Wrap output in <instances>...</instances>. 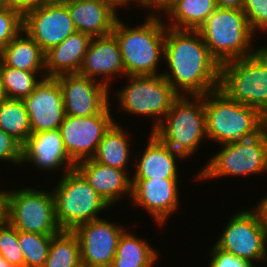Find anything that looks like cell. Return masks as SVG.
<instances>
[{
  "label": "cell",
  "mask_w": 267,
  "mask_h": 267,
  "mask_svg": "<svg viewBox=\"0 0 267 267\" xmlns=\"http://www.w3.org/2000/svg\"><path fill=\"white\" fill-rule=\"evenodd\" d=\"M163 61L167 68L161 75L179 96L205 95L219 88L221 65L197 30L166 27Z\"/></svg>",
  "instance_id": "6da1fadb"
},
{
  "label": "cell",
  "mask_w": 267,
  "mask_h": 267,
  "mask_svg": "<svg viewBox=\"0 0 267 267\" xmlns=\"http://www.w3.org/2000/svg\"><path fill=\"white\" fill-rule=\"evenodd\" d=\"M145 18L140 25L129 26L119 17L114 25L112 34L120 47L125 76L162 74L158 71L159 62H163L167 26L163 16L146 15Z\"/></svg>",
  "instance_id": "7a4b0ae2"
},
{
  "label": "cell",
  "mask_w": 267,
  "mask_h": 267,
  "mask_svg": "<svg viewBox=\"0 0 267 267\" xmlns=\"http://www.w3.org/2000/svg\"><path fill=\"white\" fill-rule=\"evenodd\" d=\"M207 139L217 144L237 142L258 135L267 118L256 108L229 99L216 89L204 95Z\"/></svg>",
  "instance_id": "3957f363"
},
{
  "label": "cell",
  "mask_w": 267,
  "mask_h": 267,
  "mask_svg": "<svg viewBox=\"0 0 267 267\" xmlns=\"http://www.w3.org/2000/svg\"><path fill=\"white\" fill-rule=\"evenodd\" d=\"M220 65L255 53L253 33L242 9L217 8L197 29Z\"/></svg>",
  "instance_id": "277c9868"
},
{
  "label": "cell",
  "mask_w": 267,
  "mask_h": 267,
  "mask_svg": "<svg viewBox=\"0 0 267 267\" xmlns=\"http://www.w3.org/2000/svg\"><path fill=\"white\" fill-rule=\"evenodd\" d=\"M152 133L186 160L190 159L208 140L204 95L178 96Z\"/></svg>",
  "instance_id": "5b68a950"
},
{
  "label": "cell",
  "mask_w": 267,
  "mask_h": 267,
  "mask_svg": "<svg viewBox=\"0 0 267 267\" xmlns=\"http://www.w3.org/2000/svg\"><path fill=\"white\" fill-rule=\"evenodd\" d=\"M218 89L229 99L258 109L267 118V44L246 58L222 64Z\"/></svg>",
  "instance_id": "8992f818"
},
{
  "label": "cell",
  "mask_w": 267,
  "mask_h": 267,
  "mask_svg": "<svg viewBox=\"0 0 267 267\" xmlns=\"http://www.w3.org/2000/svg\"><path fill=\"white\" fill-rule=\"evenodd\" d=\"M51 187L55 216L61 230L73 231L77 226L101 218L111 207L75 168L63 174Z\"/></svg>",
  "instance_id": "52a82bcc"
},
{
  "label": "cell",
  "mask_w": 267,
  "mask_h": 267,
  "mask_svg": "<svg viewBox=\"0 0 267 267\" xmlns=\"http://www.w3.org/2000/svg\"><path fill=\"white\" fill-rule=\"evenodd\" d=\"M220 147L199 173H195L194 181L267 174V126L258 135Z\"/></svg>",
  "instance_id": "ba28073f"
},
{
  "label": "cell",
  "mask_w": 267,
  "mask_h": 267,
  "mask_svg": "<svg viewBox=\"0 0 267 267\" xmlns=\"http://www.w3.org/2000/svg\"><path fill=\"white\" fill-rule=\"evenodd\" d=\"M125 87L115 92L117 110L129 115L147 116L153 119V132L170 110L174 100L179 96L166 81L158 75H126ZM128 79V80H127Z\"/></svg>",
  "instance_id": "9c48e42d"
},
{
  "label": "cell",
  "mask_w": 267,
  "mask_h": 267,
  "mask_svg": "<svg viewBox=\"0 0 267 267\" xmlns=\"http://www.w3.org/2000/svg\"><path fill=\"white\" fill-rule=\"evenodd\" d=\"M251 209V210H250ZM235 211L226 222L218 240L217 248L239 258L256 263H267V224L255 206ZM256 262V263H255Z\"/></svg>",
  "instance_id": "30bf717a"
},
{
  "label": "cell",
  "mask_w": 267,
  "mask_h": 267,
  "mask_svg": "<svg viewBox=\"0 0 267 267\" xmlns=\"http://www.w3.org/2000/svg\"><path fill=\"white\" fill-rule=\"evenodd\" d=\"M7 221L22 232L59 233L61 229L56 221L52 189L49 192L34 186L9 189Z\"/></svg>",
  "instance_id": "8fae6325"
},
{
  "label": "cell",
  "mask_w": 267,
  "mask_h": 267,
  "mask_svg": "<svg viewBox=\"0 0 267 267\" xmlns=\"http://www.w3.org/2000/svg\"><path fill=\"white\" fill-rule=\"evenodd\" d=\"M109 103L99 114L85 117L65 115L59 127L65 150L77 164L92 159L106 131L116 121Z\"/></svg>",
  "instance_id": "7c38bea8"
},
{
  "label": "cell",
  "mask_w": 267,
  "mask_h": 267,
  "mask_svg": "<svg viewBox=\"0 0 267 267\" xmlns=\"http://www.w3.org/2000/svg\"><path fill=\"white\" fill-rule=\"evenodd\" d=\"M23 29L44 53L76 32L67 5L58 0H49L27 12Z\"/></svg>",
  "instance_id": "4fadbf2b"
},
{
  "label": "cell",
  "mask_w": 267,
  "mask_h": 267,
  "mask_svg": "<svg viewBox=\"0 0 267 267\" xmlns=\"http://www.w3.org/2000/svg\"><path fill=\"white\" fill-rule=\"evenodd\" d=\"M117 224L101 217L73 230L79 240L83 267L111 266L120 236L127 229Z\"/></svg>",
  "instance_id": "5bb4252c"
},
{
  "label": "cell",
  "mask_w": 267,
  "mask_h": 267,
  "mask_svg": "<svg viewBox=\"0 0 267 267\" xmlns=\"http://www.w3.org/2000/svg\"><path fill=\"white\" fill-rule=\"evenodd\" d=\"M179 178L131 179L134 207L144 208L160 228L180 209ZM157 223V224H156Z\"/></svg>",
  "instance_id": "9a60e30c"
},
{
  "label": "cell",
  "mask_w": 267,
  "mask_h": 267,
  "mask_svg": "<svg viewBox=\"0 0 267 267\" xmlns=\"http://www.w3.org/2000/svg\"><path fill=\"white\" fill-rule=\"evenodd\" d=\"M55 78L62 91L65 115H97L111 103V89L94 79L79 73L62 74Z\"/></svg>",
  "instance_id": "2e32d148"
},
{
  "label": "cell",
  "mask_w": 267,
  "mask_h": 267,
  "mask_svg": "<svg viewBox=\"0 0 267 267\" xmlns=\"http://www.w3.org/2000/svg\"><path fill=\"white\" fill-rule=\"evenodd\" d=\"M23 101L29 114L32 134L59 129L65 110L62 91L56 78H43Z\"/></svg>",
  "instance_id": "e0dca14e"
},
{
  "label": "cell",
  "mask_w": 267,
  "mask_h": 267,
  "mask_svg": "<svg viewBox=\"0 0 267 267\" xmlns=\"http://www.w3.org/2000/svg\"><path fill=\"white\" fill-rule=\"evenodd\" d=\"M31 165L37 170L62 175L75 169L76 164L68 156L59 129L31 134L22 146L21 166Z\"/></svg>",
  "instance_id": "ac0fdd59"
},
{
  "label": "cell",
  "mask_w": 267,
  "mask_h": 267,
  "mask_svg": "<svg viewBox=\"0 0 267 267\" xmlns=\"http://www.w3.org/2000/svg\"><path fill=\"white\" fill-rule=\"evenodd\" d=\"M78 73L104 84L108 89L113 86L115 79L125 77L120 47L112 33L91 39Z\"/></svg>",
  "instance_id": "d6986e66"
},
{
  "label": "cell",
  "mask_w": 267,
  "mask_h": 267,
  "mask_svg": "<svg viewBox=\"0 0 267 267\" xmlns=\"http://www.w3.org/2000/svg\"><path fill=\"white\" fill-rule=\"evenodd\" d=\"M149 134L146 148L138 155L140 157L137 156L133 159L134 162L132 161L134 164L131 167L135 170L132 172L131 179L178 178L180 174L177 170V159L183 162L185 158L173 151L154 133Z\"/></svg>",
  "instance_id": "ffe728a7"
},
{
  "label": "cell",
  "mask_w": 267,
  "mask_h": 267,
  "mask_svg": "<svg viewBox=\"0 0 267 267\" xmlns=\"http://www.w3.org/2000/svg\"><path fill=\"white\" fill-rule=\"evenodd\" d=\"M75 168L110 206H115L124 199L122 197L127 196L131 200V176L125 170L103 165L93 158L78 162Z\"/></svg>",
  "instance_id": "44dd1931"
},
{
  "label": "cell",
  "mask_w": 267,
  "mask_h": 267,
  "mask_svg": "<svg viewBox=\"0 0 267 267\" xmlns=\"http://www.w3.org/2000/svg\"><path fill=\"white\" fill-rule=\"evenodd\" d=\"M64 3L76 31L92 38L111 34L121 15L102 0H71Z\"/></svg>",
  "instance_id": "7402d4cb"
},
{
  "label": "cell",
  "mask_w": 267,
  "mask_h": 267,
  "mask_svg": "<svg viewBox=\"0 0 267 267\" xmlns=\"http://www.w3.org/2000/svg\"><path fill=\"white\" fill-rule=\"evenodd\" d=\"M92 37L76 31L62 43L45 52L46 77L78 73Z\"/></svg>",
  "instance_id": "603a6c76"
},
{
  "label": "cell",
  "mask_w": 267,
  "mask_h": 267,
  "mask_svg": "<svg viewBox=\"0 0 267 267\" xmlns=\"http://www.w3.org/2000/svg\"><path fill=\"white\" fill-rule=\"evenodd\" d=\"M44 55L40 46L22 29L0 51V62L19 70L45 72Z\"/></svg>",
  "instance_id": "cb8c5ba5"
},
{
  "label": "cell",
  "mask_w": 267,
  "mask_h": 267,
  "mask_svg": "<svg viewBox=\"0 0 267 267\" xmlns=\"http://www.w3.org/2000/svg\"><path fill=\"white\" fill-rule=\"evenodd\" d=\"M126 130L123 129L122 124L119 125V122L115 121L99 143L93 159L103 165L125 170L131 176L132 174L128 171L131 164L129 160L132 161L135 155L132 156L133 148H130L131 134L129 130Z\"/></svg>",
  "instance_id": "d4e9b609"
},
{
  "label": "cell",
  "mask_w": 267,
  "mask_h": 267,
  "mask_svg": "<svg viewBox=\"0 0 267 267\" xmlns=\"http://www.w3.org/2000/svg\"><path fill=\"white\" fill-rule=\"evenodd\" d=\"M126 229L118 241L115 256L110 267H153L157 265L159 252L148 240Z\"/></svg>",
  "instance_id": "484cf974"
},
{
  "label": "cell",
  "mask_w": 267,
  "mask_h": 267,
  "mask_svg": "<svg viewBox=\"0 0 267 267\" xmlns=\"http://www.w3.org/2000/svg\"><path fill=\"white\" fill-rule=\"evenodd\" d=\"M217 8L216 0H177L163 19L169 28L197 30Z\"/></svg>",
  "instance_id": "4316f807"
},
{
  "label": "cell",
  "mask_w": 267,
  "mask_h": 267,
  "mask_svg": "<svg viewBox=\"0 0 267 267\" xmlns=\"http://www.w3.org/2000/svg\"><path fill=\"white\" fill-rule=\"evenodd\" d=\"M0 128L22 146L32 134L29 114L22 99L6 98L0 104Z\"/></svg>",
  "instance_id": "83f0119b"
},
{
  "label": "cell",
  "mask_w": 267,
  "mask_h": 267,
  "mask_svg": "<svg viewBox=\"0 0 267 267\" xmlns=\"http://www.w3.org/2000/svg\"><path fill=\"white\" fill-rule=\"evenodd\" d=\"M43 267H83L79 240L73 231L61 230L52 235L49 254Z\"/></svg>",
  "instance_id": "f1b7e54d"
},
{
  "label": "cell",
  "mask_w": 267,
  "mask_h": 267,
  "mask_svg": "<svg viewBox=\"0 0 267 267\" xmlns=\"http://www.w3.org/2000/svg\"><path fill=\"white\" fill-rule=\"evenodd\" d=\"M0 77L7 98L23 100L46 78V73L19 70L0 62Z\"/></svg>",
  "instance_id": "f546056e"
},
{
  "label": "cell",
  "mask_w": 267,
  "mask_h": 267,
  "mask_svg": "<svg viewBox=\"0 0 267 267\" xmlns=\"http://www.w3.org/2000/svg\"><path fill=\"white\" fill-rule=\"evenodd\" d=\"M52 235H43L18 230V241L25 267H43L48 257Z\"/></svg>",
  "instance_id": "4dcf8cb0"
},
{
  "label": "cell",
  "mask_w": 267,
  "mask_h": 267,
  "mask_svg": "<svg viewBox=\"0 0 267 267\" xmlns=\"http://www.w3.org/2000/svg\"><path fill=\"white\" fill-rule=\"evenodd\" d=\"M0 255L14 267H25L18 230L8 221L0 224Z\"/></svg>",
  "instance_id": "1f68e13d"
},
{
  "label": "cell",
  "mask_w": 267,
  "mask_h": 267,
  "mask_svg": "<svg viewBox=\"0 0 267 267\" xmlns=\"http://www.w3.org/2000/svg\"><path fill=\"white\" fill-rule=\"evenodd\" d=\"M23 29V16L8 7L0 11V51Z\"/></svg>",
  "instance_id": "d6a6232c"
},
{
  "label": "cell",
  "mask_w": 267,
  "mask_h": 267,
  "mask_svg": "<svg viewBox=\"0 0 267 267\" xmlns=\"http://www.w3.org/2000/svg\"><path fill=\"white\" fill-rule=\"evenodd\" d=\"M242 11L255 35L267 32V0H245Z\"/></svg>",
  "instance_id": "836d02e7"
},
{
  "label": "cell",
  "mask_w": 267,
  "mask_h": 267,
  "mask_svg": "<svg viewBox=\"0 0 267 267\" xmlns=\"http://www.w3.org/2000/svg\"><path fill=\"white\" fill-rule=\"evenodd\" d=\"M0 161L21 168L22 145L0 128ZM11 162V163H10Z\"/></svg>",
  "instance_id": "e575fe53"
},
{
  "label": "cell",
  "mask_w": 267,
  "mask_h": 267,
  "mask_svg": "<svg viewBox=\"0 0 267 267\" xmlns=\"http://www.w3.org/2000/svg\"><path fill=\"white\" fill-rule=\"evenodd\" d=\"M208 250H210L208 255L211 259L209 260L207 267H256L250 261L227 253L217 248L214 244L212 245V248Z\"/></svg>",
  "instance_id": "d590c367"
},
{
  "label": "cell",
  "mask_w": 267,
  "mask_h": 267,
  "mask_svg": "<svg viewBox=\"0 0 267 267\" xmlns=\"http://www.w3.org/2000/svg\"><path fill=\"white\" fill-rule=\"evenodd\" d=\"M177 0H141V7L148 9L146 15L163 16Z\"/></svg>",
  "instance_id": "8d00e7d4"
},
{
  "label": "cell",
  "mask_w": 267,
  "mask_h": 267,
  "mask_svg": "<svg viewBox=\"0 0 267 267\" xmlns=\"http://www.w3.org/2000/svg\"><path fill=\"white\" fill-rule=\"evenodd\" d=\"M49 0H7L8 6L18 11L22 16L36 9Z\"/></svg>",
  "instance_id": "74e56055"
},
{
  "label": "cell",
  "mask_w": 267,
  "mask_h": 267,
  "mask_svg": "<svg viewBox=\"0 0 267 267\" xmlns=\"http://www.w3.org/2000/svg\"><path fill=\"white\" fill-rule=\"evenodd\" d=\"M8 190L0 187V224L7 222Z\"/></svg>",
  "instance_id": "f35d334b"
},
{
  "label": "cell",
  "mask_w": 267,
  "mask_h": 267,
  "mask_svg": "<svg viewBox=\"0 0 267 267\" xmlns=\"http://www.w3.org/2000/svg\"><path fill=\"white\" fill-rule=\"evenodd\" d=\"M105 3L109 4L116 12L119 11L120 8L126 9L125 7H129L130 3L136 2L138 4L136 6H141V0H102ZM123 6V7H122ZM117 8H119L117 10Z\"/></svg>",
  "instance_id": "ab89813d"
},
{
  "label": "cell",
  "mask_w": 267,
  "mask_h": 267,
  "mask_svg": "<svg viewBox=\"0 0 267 267\" xmlns=\"http://www.w3.org/2000/svg\"><path fill=\"white\" fill-rule=\"evenodd\" d=\"M245 0H216L219 8L242 9Z\"/></svg>",
  "instance_id": "60d3db41"
},
{
  "label": "cell",
  "mask_w": 267,
  "mask_h": 267,
  "mask_svg": "<svg viewBox=\"0 0 267 267\" xmlns=\"http://www.w3.org/2000/svg\"><path fill=\"white\" fill-rule=\"evenodd\" d=\"M259 200L260 201H258L254 206H256L260 210L262 216H267V195L265 194V196H263L262 199Z\"/></svg>",
  "instance_id": "b9f144b4"
},
{
  "label": "cell",
  "mask_w": 267,
  "mask_h": 267,
  "mask_svg": "<svg viewBox=\"0 0 267 267\" xmlns=\"http://www.w3.org/2000/svg\"><path fill=\"white\" fill-rule=\"evenodd\" d=\"M6 98H7V96H6V93H5V90H4V86L2 84L1 77H0V104Z\"/></svg>",
  "instance_id": "7bdbcfd3"
},
{
  "label": "cell",
  "mask_w": 267,
  "mask_h": 267,
  "mask_svg": "<svg viewBox=\"0 0 267 267\" xmlns=\"http://www.w3.org/2000/svg\"><path fill=\"white\" fill-rule=\"evenodd\" d=\"M0 267H14V266L0 255Z\"/></svg>",
  "instance_id": "ee69618b"
},
{
  "label": "cell",
  "mask_w": 267,
  "mask_h": 267,
  "mask_svg": "<svg viewBox=\"0 0 267 267\" xmlns=\"http://www.w3.org/2000/svg\"><path fill=\"white\" fill-rule=\"evenodd\" d=\"M8 3H7V0H0V11L8 8Z\"/></svg>",
  "instance_id": "f6af8a7d"
},
{
  "label": "cell",
  "mask_w": 267,
  "mask_h": 267,
  "mask_svg": "<svg viewBox=\"0 0 267 267\" xmlns=\"http://www.w3.org/2000/svg\"><path fill=\"white\" fill-rule=\"evenodd\" d=\"M263 219L265 220L266 224H267V216H262Z\"/></svg>",
  "instance_id": "bcb514c9"
},
{
  "label": "cell",
  "mask_w": 267,
  "mask_h": 267,
  "mask_svg": "<svg viewBox=\"0 0 267 267\" xmlns=\"http://www.w3.org/2000/svg\"><path fill=\"white\" fill-rule=\"evenodd\" d=\"M60 2H68V1H71V0H58Z\"/></svg>",
  "instance_id": "7dc6e473"
}]
</instances>
